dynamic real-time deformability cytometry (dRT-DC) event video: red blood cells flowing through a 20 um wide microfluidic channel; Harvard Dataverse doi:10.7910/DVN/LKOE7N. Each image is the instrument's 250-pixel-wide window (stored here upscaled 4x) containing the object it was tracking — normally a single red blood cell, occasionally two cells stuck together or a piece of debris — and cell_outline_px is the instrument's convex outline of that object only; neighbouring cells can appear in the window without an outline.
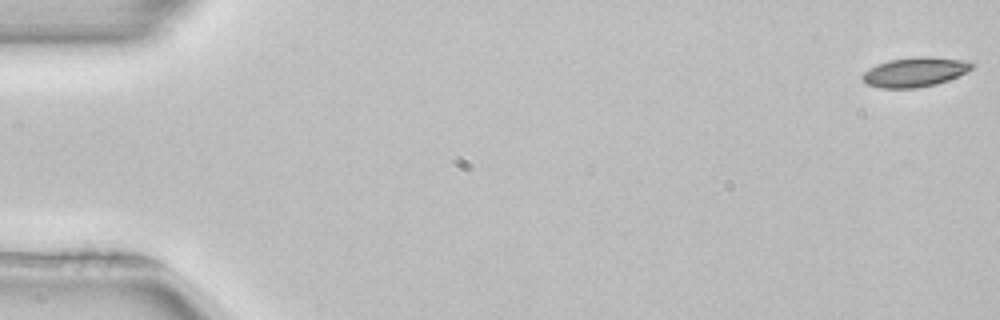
{"species": "common noctule bat (a hibernating species)", "species_latin": "Nyctalus noctula", "temperature_condition": "room temperature", "stored_images_in_passage": 51, "camera_frame_rate_fps": 3000, "um_per_image_px": 0.085, "animal": {"sex": "female", "body_mass_g": 22.7, "forearm_length_mm": 54.2}, "frame": {"image": 1, "passage_image": 1, "time_ms": 0.0, "image_size_px": [1000, 320], "cell_outline_px": [[972, 68], [948, 80], [936, 84], [916, 88], [880, 88], [868, 84], [860, 76], [864, 72], [876, 64], [888, 60], [916, 56], [928, 56], [968, 60], [972, 64]], "centroid_in_image_um": [77.74, 6.11], "position_along_channel_um": 7.3, "area_um2": 18.79}}
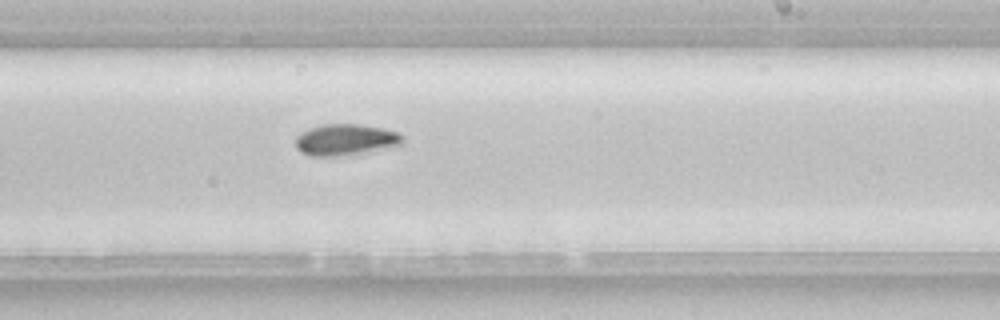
{"frame": {"image": 2, "passage_image": 32, "time_ms": 10.333, "image_size_px": [1000, 320], "cell_outline_px": [[404, 144], [364, 152], [336, 156], [308, 156], [300, 152], [296, 148], [296, 136], [300, 132], [308, 128], [324, 124], [360, 124], [380, 128], [396, 132], [404, 136]], "centroid_in_image_um": [29.33, 11.87], "position_along_channel_um": 259.7, "area_um2": 19.54}}